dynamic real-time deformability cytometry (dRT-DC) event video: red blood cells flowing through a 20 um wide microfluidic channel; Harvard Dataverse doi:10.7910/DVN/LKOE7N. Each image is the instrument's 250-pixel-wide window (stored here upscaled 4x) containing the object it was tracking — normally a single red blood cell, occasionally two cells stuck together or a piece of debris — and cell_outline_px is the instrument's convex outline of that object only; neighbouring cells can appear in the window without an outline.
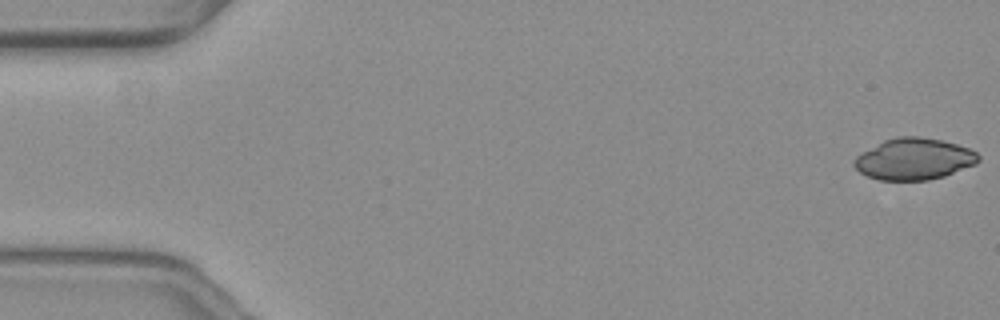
{"species": "common noctule bat (a hibernating species)", "species_latin": "Nyctalus noctula", "temperature_condition": "warm", "stored_images_in_passage": 56, "camera_frame_rate_fps": 3000, "um_per_image_px": 0.085, "animal": {"sex": "female", "body_mass_g": 19.3, "forearm_length_mm": 54.1}, "frame": {"image": 1, "passage_image": 1, "time_ms": 0.0, "image_size_px": [1000, 320], "cell_outline_px": [[980, 160], [976, 164], [944, 176], [928, 180], [880, 180], [868, 176], [860, 172], [852, 164], [856, 156], [884, 140], [896, 136], [920, 136], [940, 140], [956, 144], [968, 148], [976, 152], [980, 156]], "centroid_in_image_um": [77.7, 13.51], "position_along_channel_um": 7.3, "area_um2": 29.94}}